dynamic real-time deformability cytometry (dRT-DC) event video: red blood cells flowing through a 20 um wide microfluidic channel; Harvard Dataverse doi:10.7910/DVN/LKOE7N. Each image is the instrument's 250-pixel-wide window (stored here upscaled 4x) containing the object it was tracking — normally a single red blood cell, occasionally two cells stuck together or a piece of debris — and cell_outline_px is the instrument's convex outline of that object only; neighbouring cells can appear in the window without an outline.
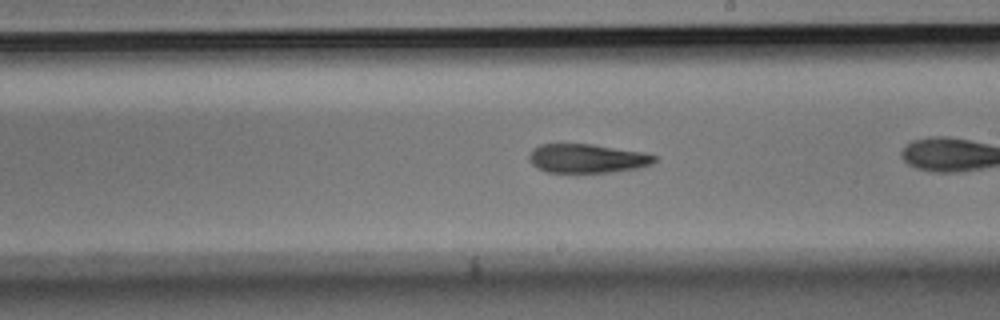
{"species": "Egyptian fruit bat (a non-hibernating species)", "species_latin": "Rousettus aegyptiacus", "temperature_condition": "room temperature", "stored_images_in_passage": 26, "camera_frame_rate_fps": 3000, "um_per_image_px": 0.085, "animal": {"sex": "male"}, "frame": {"image": 1, "passage_image": 15, "time_ms": 4.667, "image_size_px": [1000, 320], "cell_outline_px": [[656, 160], [652, 164], [636, 168], [608, 172], [544, 172], [536, 168], [528, 160], [528, 156], [532, 148], [540, 144], [592, 144], [640, 152], [656, 156]], "centroid_in_image_um": [49.82, 13.46], "position_along_channel_um": 239.2, "area_um2": 21.04}}